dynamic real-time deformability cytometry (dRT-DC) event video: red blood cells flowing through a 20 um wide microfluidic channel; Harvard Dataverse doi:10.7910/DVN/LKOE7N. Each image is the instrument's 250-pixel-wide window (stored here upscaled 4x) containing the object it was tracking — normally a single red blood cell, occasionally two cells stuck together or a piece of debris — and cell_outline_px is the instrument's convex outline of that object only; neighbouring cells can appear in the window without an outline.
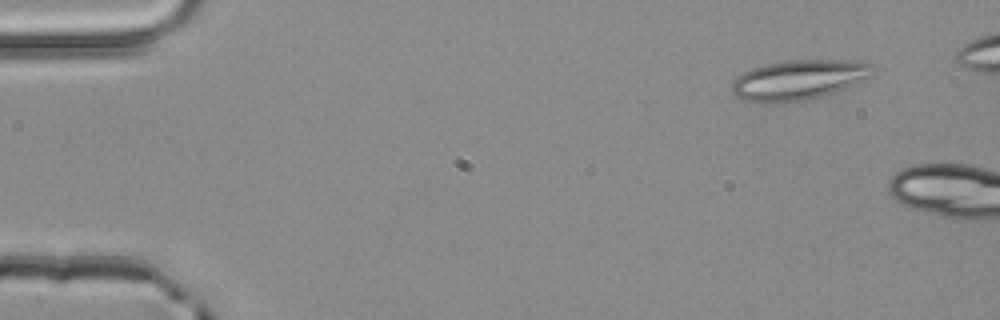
{"species": "common noctule bat (a hibernating species)", "species_latin": "Nyctalus noctula", "temperature_condition": "room temperature", "stored_images_in_passage": 3, "camera_frame_rate_fps": 3000, "um_per_image_px": 0.085, "animal": {"sex": "male", "body_mass_g": 20.4}, "frame": {"image": 1, "passage_image": 2, "time_ms": 0.333, "image_size_px": [1000, 320], "cell_outline_px": [[872, 76], [864, 80], [844, 88], [820, 96], [804, 100], [784, 104], [768, 104], [744, 100], [736, 96], [732, 92], [732, 80], [736, 76], [752, 68], [784, 60], [856, 60], [872, 64]], "centroid_in_image_um": [67.85, 6.8], "position_along_channel_um": 17.2, "area_um2": 33.0}}